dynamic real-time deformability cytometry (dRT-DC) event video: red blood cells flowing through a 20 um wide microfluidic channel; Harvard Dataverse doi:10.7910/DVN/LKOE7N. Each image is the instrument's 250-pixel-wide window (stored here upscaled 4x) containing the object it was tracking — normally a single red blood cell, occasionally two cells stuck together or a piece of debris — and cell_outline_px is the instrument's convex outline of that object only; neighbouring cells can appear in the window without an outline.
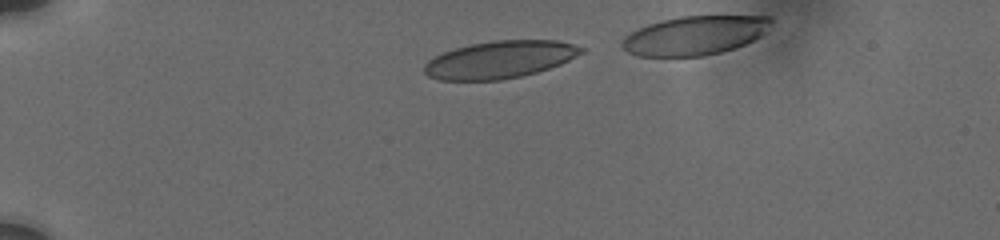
{"species": "human", "species_latin": "Homo sapiens", "temperature_condition": "cold", "stored_images_in_passage": 20, "camera_frame_rate_fps": 3000, "um_per_image_px": 0.085, "donor": {"sex": "male"}, "frame": {"image": 1, "passage_image": 6, "time_ms": 0.667, "image_size_px": [1000, 240], "cell_outline_px": [[584, 52], [560, 64], [536, 72], [520, 76], [500, 80], [440, 80], [428, 76], [424, 72], [424, 64], [428, 60], [444, 52], [456, 48], [472, 44], [492, 40], [556, 40], [572, 44], [584, 48]], "centroid_in_image_um": [42.48, 5.06], "position_along_channel_um": 42.5, "area_um2": 33.93}}